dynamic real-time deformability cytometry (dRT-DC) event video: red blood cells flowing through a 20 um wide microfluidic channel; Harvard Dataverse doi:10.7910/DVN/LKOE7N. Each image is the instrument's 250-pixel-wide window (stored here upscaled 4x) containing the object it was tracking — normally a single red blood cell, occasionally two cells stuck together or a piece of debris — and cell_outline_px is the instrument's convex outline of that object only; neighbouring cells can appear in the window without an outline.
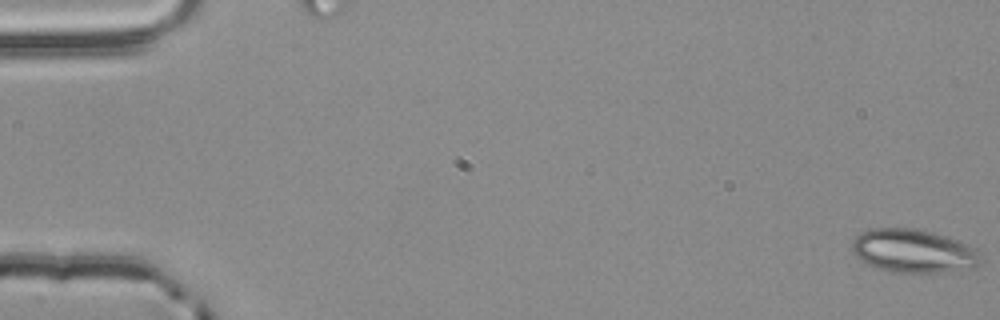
{"species": "common noctule bat (a hibernating species)", "species_latin": "Nyctalus noctula", "temperature_condition": "room temperature", "stored_images_in_passage": 4, "camera_frame_rate_fps": 3000, "um_per_image_px": 0.085, "animal": {"sex": "male", "body_mass_g": 20.4}, "frame": {"image": 1, "passage_image": 1, "time_ms": 0.0, "image_size_px": [1000, 320], "cell_outline_px": [[984, 260], [976, 268], [940, 272], [888, 272], [868, 264], [860, 260], [852, 252], [852, 240], [860, 232], [868, 228], [916, 228], [960, 240], [976, 248], [980, 252]], "centroid_in_image_um": [77.67, 21.33], "position_along_channel_um": 7.3, "area_um2": 33.12}}